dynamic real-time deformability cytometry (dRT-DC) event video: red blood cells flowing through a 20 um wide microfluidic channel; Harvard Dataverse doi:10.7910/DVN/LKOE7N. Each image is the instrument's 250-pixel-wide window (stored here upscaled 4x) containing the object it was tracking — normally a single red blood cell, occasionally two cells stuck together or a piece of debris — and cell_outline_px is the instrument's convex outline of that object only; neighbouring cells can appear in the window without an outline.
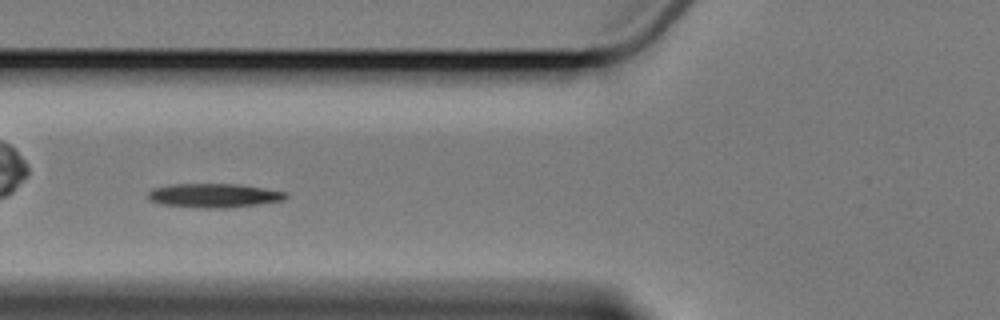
{"species": "Egyptian fruit bat (a non-hibernating species)", "species_latin": "Rousettus aegyptiacus", "temperature_condition": "cold", "stored_images_in_passage": 11, "camera_frame_rate_fps": 3000, "um_per_image_px": 0.085, "animal": {"sex": "female"}, "frame": {"image": 1, "passage_image": 7, "time_ms": 8.0, "image_size_px": [1000, 320], "cell_outline_px": [[288, 196], [284, 200], [260, 204], [224, 208], [196, 208], [164, 204], [148, 200], [148, 192], [152, 188], [172, 184], [240, 184], [288, 192]], "centroid_in_image_um": [18.2, 16.61], "position_along_channel_um": 107.6, "area_um2": 19.42}}
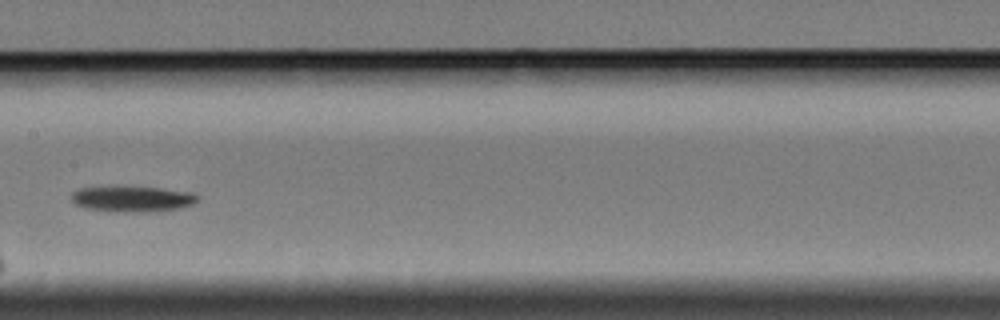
{"frame": {"image": 2, "passage_image": 9, "time_ms": 10.667, "image_size_px": [1000, 320], "cell_outline_px": [[200, 200], [192, 204], [180, 208], [156, 212], [108, 212], [84, 208], [76, 204], [72, 200], [72, 192], [80, 188], [160, 188], [192, 192], [200, 196]], "centroid_in_image_um": [11.31, 16.95], "position_along_channel_um": 196.1, "area_um2": 18.84}}